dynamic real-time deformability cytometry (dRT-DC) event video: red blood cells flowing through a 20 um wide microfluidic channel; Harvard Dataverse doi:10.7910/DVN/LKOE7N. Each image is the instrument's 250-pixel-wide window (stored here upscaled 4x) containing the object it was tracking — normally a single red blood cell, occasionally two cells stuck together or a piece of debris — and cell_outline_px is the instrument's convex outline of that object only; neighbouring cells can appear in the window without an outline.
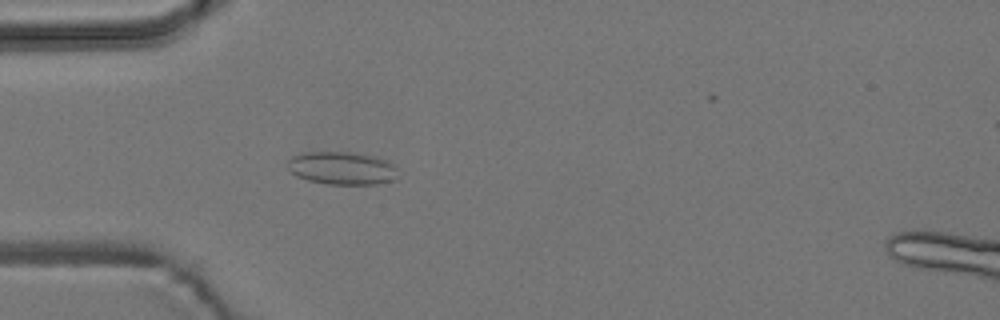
{"species": "common noctule bat (a hibernating species)", "species_latin": "Nyctalus noctula", "temperature_condition": "room temperature", "stored_images_in_passage": 42, "camera_frame_rate_fps": 3000, "um_per_image_px": 0.085, "animal": {"sex": "male", "body_mass_g": 19.2, "forearm_length_mm": 51.8}, "frame": {"image": 1, "passage_image": 3, "time_ms": 0.667, "image_size_px": [1000, 320], "cell_outline_px": [[396, 180], [376, 184], [328, 184], [308, 180], [296, 176], [288, 168], [288, 160], [292, 156], [300, 152], [352, 152], [372, 156], [388, 160], [396, 168]], "centroid_in_image_um": [29.05, 14.29], "position_along_channel_um": 55.9, "area_um2": 21.21}}
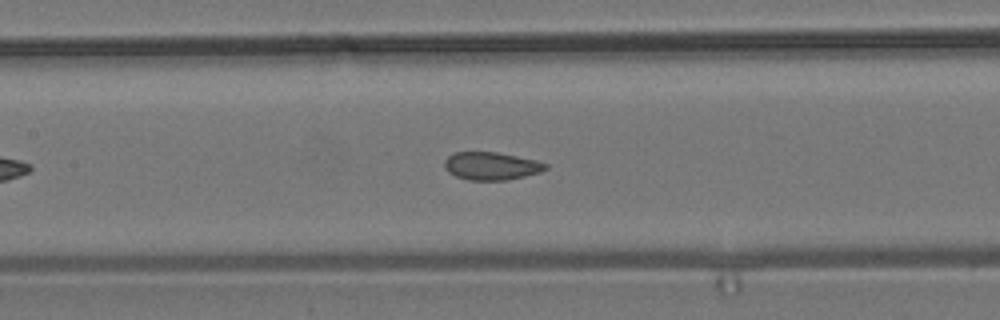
{"frame": {"image": 2, "passage_image": 12, "time_ms": 3.667, "image_size_px": [1000, 320], "cell_outline_px": [[548, 168], [540, 172], [524, 176], [504, 180], [468, 180], [456, 176], [448, 172], [444, 168], [444, 160], [448, 156], [456, 152], [496, 152], [536, 160], [548, 164]], "centroid_in_image_um": [41.74, 14.11], "position_along_channel_um": 165.7, "area_um2": 16.36}}
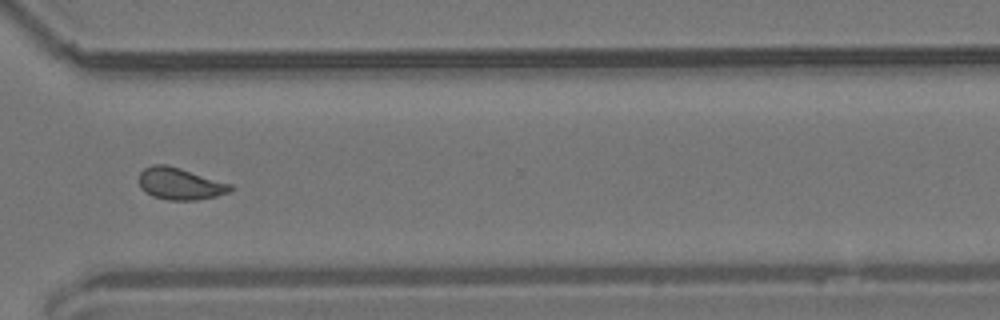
{"frame": {"image": 3, "passage_image": 27, "time_ms": 8.667, "image_size_px": [1000, 320], "cell_outline_px": [[236, 188], [228, 192], [216, 196], [196, 200], [168, 200], [152, 196], [144, 192], [140, 188], [140, 172], [144, 168], [152, 164], [164, 164], [180, 168], [232, 184]], "centroid_in_image_um": [15.3, 15.62], "position_along_channel_um": 355.3, "area_um2": 17.05}, "authors_computed_cell_mechanics": {"area_um2": 16.6175, "velocity_mm_per_s": 3.797, "shape_relaxation_time_tau1_ms": null, "shape_relaxation_time_tau2_ms": 1.5098, "deformation_change_tau1": null, "deformation_change_tau2": 0.069}}